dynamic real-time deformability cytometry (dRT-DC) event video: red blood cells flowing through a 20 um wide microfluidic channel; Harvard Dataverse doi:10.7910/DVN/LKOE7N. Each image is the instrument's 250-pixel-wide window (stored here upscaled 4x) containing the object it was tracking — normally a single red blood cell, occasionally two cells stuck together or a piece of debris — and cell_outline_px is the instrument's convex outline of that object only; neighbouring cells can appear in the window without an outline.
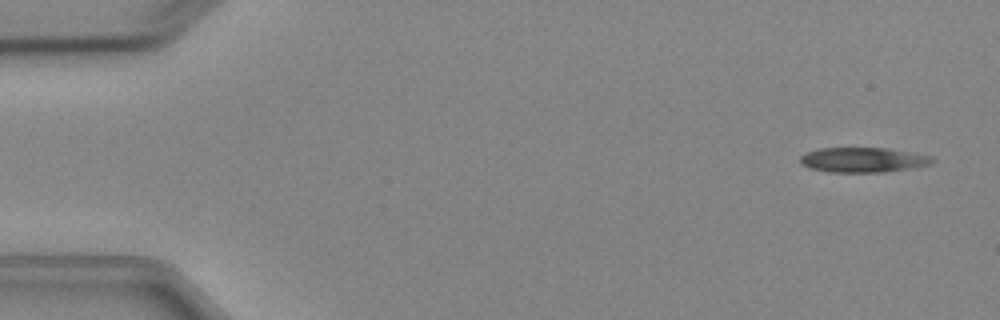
{"species": "Egyptian fruit bat (a non-hibernating species)", "species_latin": "Rousettus aegyptiacus", "temperature_condition": "cold", "stored_images_in_passage": 5, "camera_frame_rate_fps": 3000, "um_per_image_px": 0.085, "animal": {"sex": "female"}, "frame": {"image": 1, "passage_image": 1, "time_ms": 0.0, "image_size_px": [1000, 320], "cell_outline_px": [[936, 160], [932, 164], [916, 168], [884, 172], [828, 172], [808, 168], [800, 164], [800, 156], [804, 152], [816, 148], [888, 148], [932, 156]], "centroid_in_image_um": [73.35, 13.59], "position_along_channel_um": 11.6, "area_um2": 19.59}}
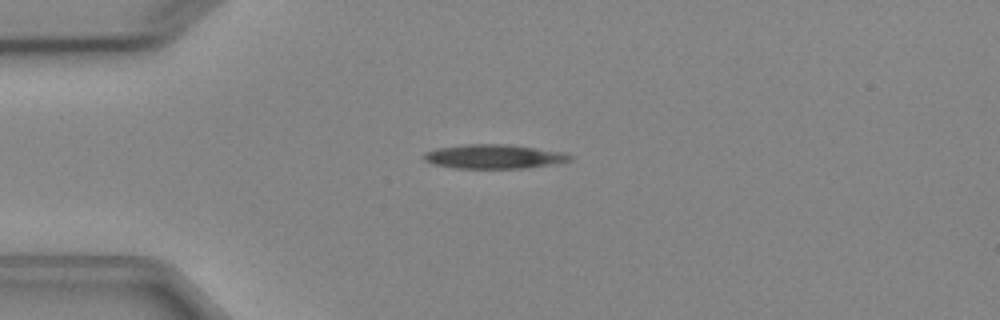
{"frame": {"image": 2, "passage_image": 3, "time_ms": 3.333, "image_size_px": [1000, 320], "cell_outline_px": [[572, 160], [556, 164], [524, 168], [456, 168], [432, 164], [424, 160], [424, 152], [436, 148], [464, 144], [504, 144], [564, 152], [572, 156]], "centroid_in_image_um": [41.97, 13.31], "position_along_channel_um": 43.0, "area_um2": 20.58}}